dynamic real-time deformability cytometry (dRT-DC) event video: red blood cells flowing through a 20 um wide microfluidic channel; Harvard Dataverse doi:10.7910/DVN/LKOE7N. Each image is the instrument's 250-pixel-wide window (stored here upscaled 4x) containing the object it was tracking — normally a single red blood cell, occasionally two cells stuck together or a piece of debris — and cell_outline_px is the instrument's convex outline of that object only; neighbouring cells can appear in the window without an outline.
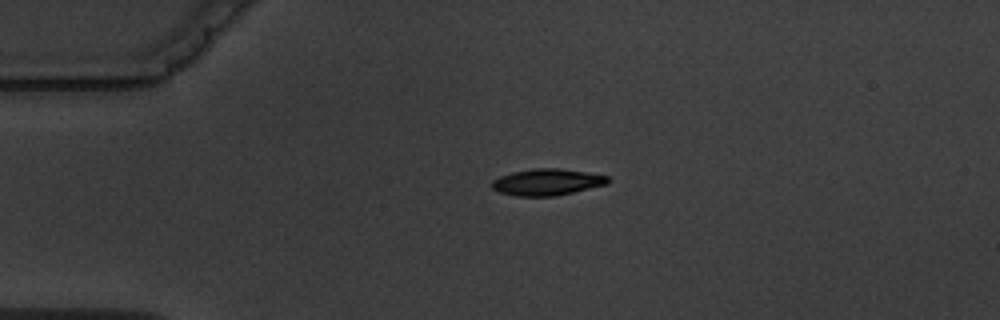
{"species": "common noctule bat (a hibernating species)", "species_latin": "Nyctalus noctula", "temperature_condition": "warm", "stored_images_in_passage": 2, "camera_frame_rate_fps": 3000, "um_per_image_px": 0.085, "animal": {"sex": "male", "body_mass_g": 19.5, "forearm_length_mm": 54.6}, "frame": {"image": 1, "passage_image": 1, "time_ms": 0.0, "image_size_px": [1000, 320], "cell_outline_px": [[608, 184], [556, 196], [516, 196], [500, 192], [492, 188], [492, 180], [500, 176], [512, 172], [536, 168], [560, 168], [608, 176]], "centroid_in_image_um": [46.48, 15.48], "position_along_channel_um": 38.5, "area_um2": 17.8}}